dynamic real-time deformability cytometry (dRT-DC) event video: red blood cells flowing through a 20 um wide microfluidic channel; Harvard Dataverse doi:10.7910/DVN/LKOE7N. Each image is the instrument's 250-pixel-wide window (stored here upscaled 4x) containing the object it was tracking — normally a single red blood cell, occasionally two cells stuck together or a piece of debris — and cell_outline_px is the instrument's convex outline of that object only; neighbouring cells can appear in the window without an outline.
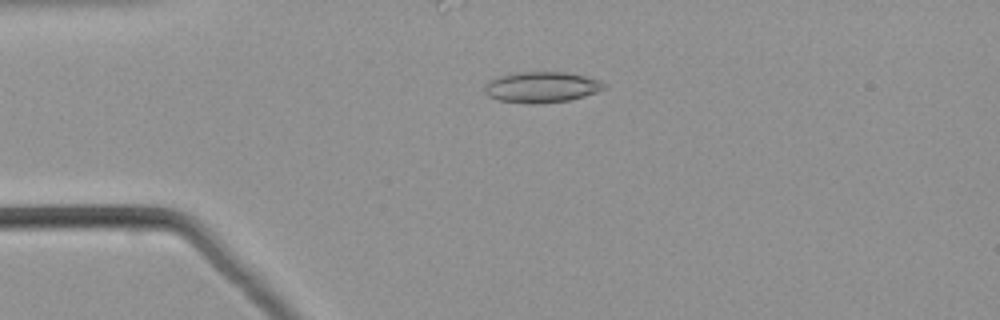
{"species": "common noctule bat (a hibernating species)", "species_latin": "Nyctalus noctula", "temperature_condition": "warm", "stored_images_in_passage": 42, "camera_frame_rate_fps": 3000, "um_per_image_px": 0.085, "animal": {"sex": "male", "body_mass_g": 21.5, "forearm_length_mm": 52.0}, "frame": {"image": 1, "passage_image": 3, "time_ms": 0.667, "image_size_px": [1000, 320], "cell_outline_px": [[608, 84], [604, 88], [596, 92], [572, 100], [536, 104], [528, 104], [500, 100], [488, 96], [484, 92], [484, 88], [488, 80], [500, 76], [520, 72], [564, 72], [584, 76]], "centroid_in_image_um": [46.01, 7.42], "position_along_channel_um": 39.0, "area_um2": 21.39}}
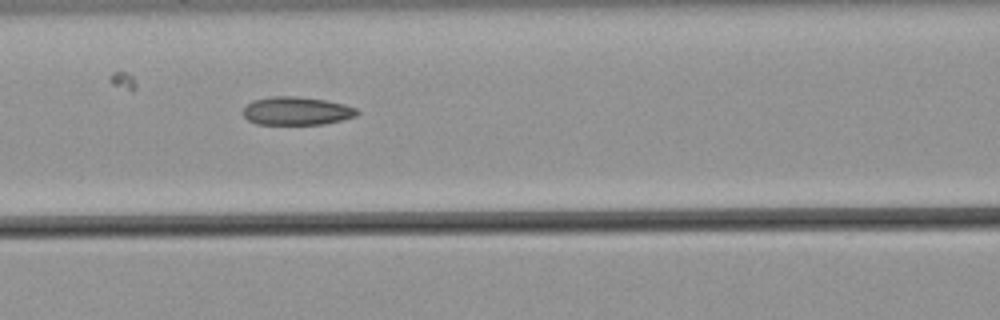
{"frame": {"image": 2, "passage_image": 13, "time_ms": 4.0, "image_size_px": [1000, 320], "cell_outline_px": [[360, 112], [356, 116], [324, 124], [256, 124], [248, 120], [244, 116], [244, 108], [252, 100], [272, 96], [296, 96], [324, 100], [344, 104], [356, 108]], "centroid_in_image_um": [25.21, 9.43], "position_along_channel_um": 141.4, "area_um2": 18.67}}
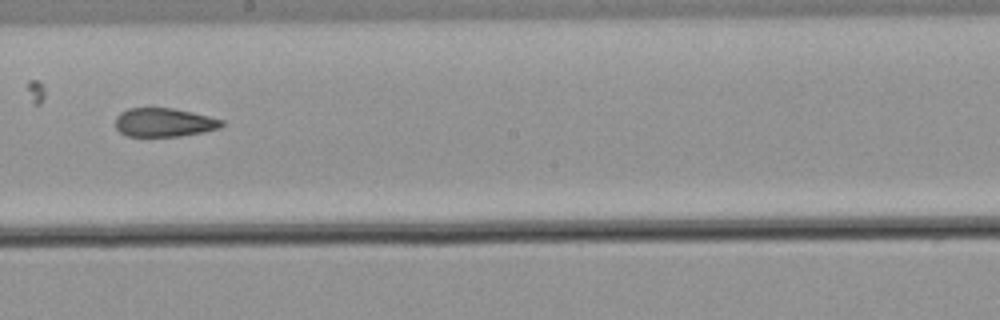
{"frame": {"image": 3, "passage_image": 20, "time_ms": 6.333, "image_size_px": [1000, 320], "cell_outline_px": [[224, 124], [220, 128], [204, 132], [180, 136], [128, 136], [120, 132], [116, 128], [116, 116], [120, 112], [128, 108], [172, 108], [192, 112], [224, 120]], "centroid_in_image_um": [13.95, 10.4], "position_along_channel_um": 234.2, "area_um2": 17.8}}